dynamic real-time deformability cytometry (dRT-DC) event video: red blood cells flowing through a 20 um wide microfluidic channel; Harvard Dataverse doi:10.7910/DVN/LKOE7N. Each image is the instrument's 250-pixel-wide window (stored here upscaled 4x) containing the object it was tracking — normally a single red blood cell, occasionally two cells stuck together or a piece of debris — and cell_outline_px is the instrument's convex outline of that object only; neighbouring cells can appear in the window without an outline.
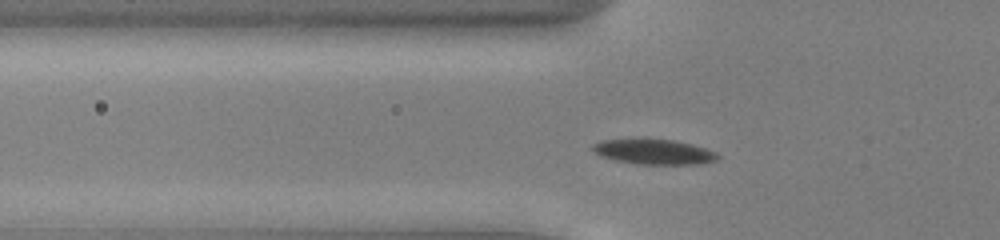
{"species": "common noctule bat (a hibernating species)", "species_latin": "Nyctalus noctula", "temperature_condition": "cold", "stored_images_in_passage": 44, "camera_frame_rate_fps": 3000, "um_per_image_px": 0.085, "animal": {"sex": "male", "body_mass_g": 13.0, "forearm_length_mm": 53.1}, "frame": {"image": 1, "passage_image": 9, "time_ms": 2.667, "image_size_px": [1000, 240], "cell_outline_px": [[720, 156], [716, 160], [700, 164], [636, 164], [616, 160], [600, 156], [592, 148], [592, 144], [604, 140], [636, 136], [672, 140], [692, 144], [716, 152]], "centroid_in_image_um": [55.54, 12.86], "position_along_channel_um": 70.3, "area_um2": 18.84}}
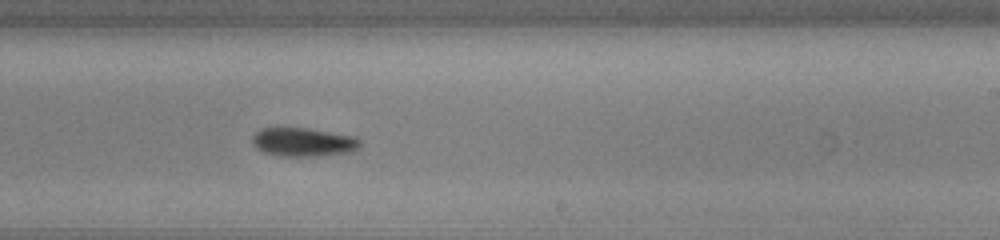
{"frame": {"image": 2, "passage_image": 24, "time_ms": 7.667, "image_size_px": [1000, 240], "cell_outline_px": [[360, 148], [352, 152], [320, 156], [280, 156], [264, 152], [256, 148], [252, 144], [252, 136], [260, 128], [276, 124], [304, 128], [356, 136], [360, 140]], "centroid_in_image_um": [25.72, 12.04], "position_along_channel_um": 263.3, "area_um2": 18.79}}
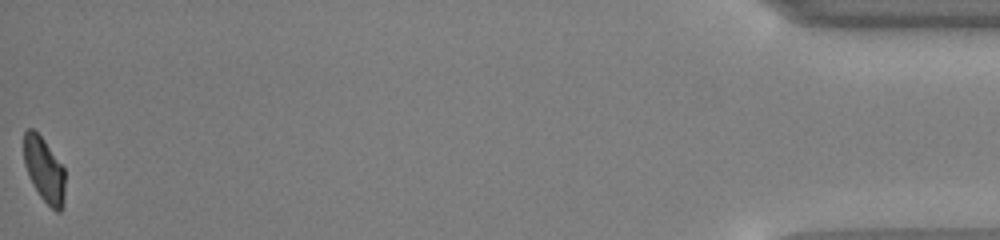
{"frame": {"image": 3, "passage_image": 44, "time_ms": 14.333, "image_size_px": [1000, 240], "cell_outline_px": [[64, 204], [60, 212], [56, 212], [40, 196], [32, 184], [24, 164], [24, 132], [28, 128], [32, 128], [44, 140], [64, 168]], "centroid_in_image_um": [3.75, 14.45], "position_along_channel_um": 431.4, "area_um2": 15.43}, "authors_computed_cell_mechanics": {"area_um2": 17.6579, "velocity_mm_per_s": 3.8938, "shape_relaxation_time_tau1_ms": 3.2899, "shape_relaxation_time_tau2_ms": null, "deformation_change_tau1": 0.1019, "deformation_change_tau2": null}}